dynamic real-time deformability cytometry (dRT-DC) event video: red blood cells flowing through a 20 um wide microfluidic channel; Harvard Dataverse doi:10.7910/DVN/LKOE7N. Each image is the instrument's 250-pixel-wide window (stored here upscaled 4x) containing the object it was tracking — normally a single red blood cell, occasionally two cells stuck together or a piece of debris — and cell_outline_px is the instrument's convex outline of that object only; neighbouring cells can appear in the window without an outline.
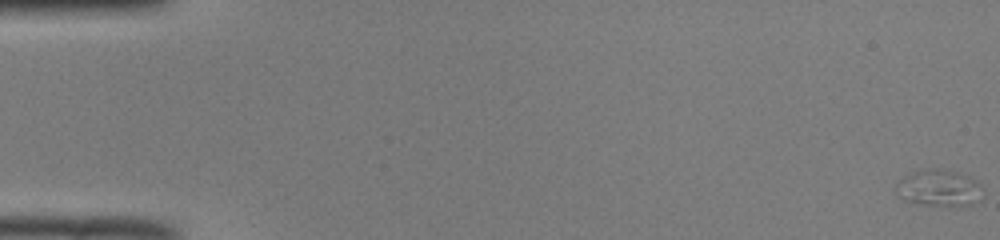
{"species": "common noctule bat (a hibernating species)", "species_latin": "Nyctalus noctula", "temperature_condition": "room temperature", "stored_images_in_passage": 52, "camera_frame_rate_fps": 3000, "um_per_image_px": 0.085, "animal": {"sex": "male", "body_mass_g": 19.0, "forearm_length_mm": 50.8}, "frame": {"image": 1, "passage_image": 1, "time_ms": 0.0, "image_size_px": [1000, 240], "cell_outline_px": [[984, 196], [972, 204], [928, 204], [904, 200], [896, 192], [896, 184], [904, 176], [912, 172], [932, 168], [940, 168], [956, 172], [968, 176], [980, 184]], "centroid_in_image_um": [79.82, 15.95], "position_along_channel_um": 5.2, "area_um2": 17.98}}
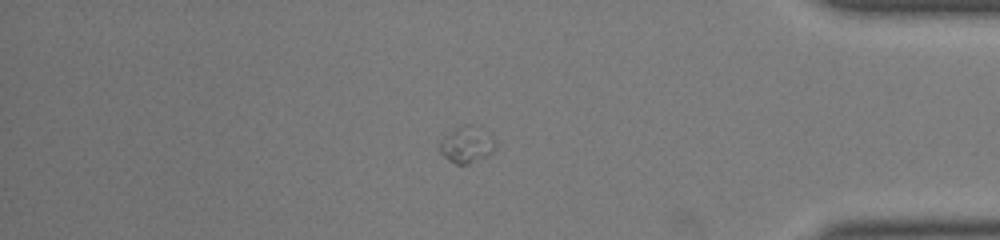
{"frame": {"image": 2, "passage_image": 45, "time_ms": 14.667, "image_size_px": [1000, 240], "cell_outline_px": [[496, 148], [492, 152], [468, 164], [456, 164], [444, 156], [440, 152], [440, 140], [464, 124], [468, 124], [484, 128], [496, 140]], "centroid_in_image_um": [39.72, 12.28], "position_along_channel_um": 395.5, "area_um2": 11.62}}
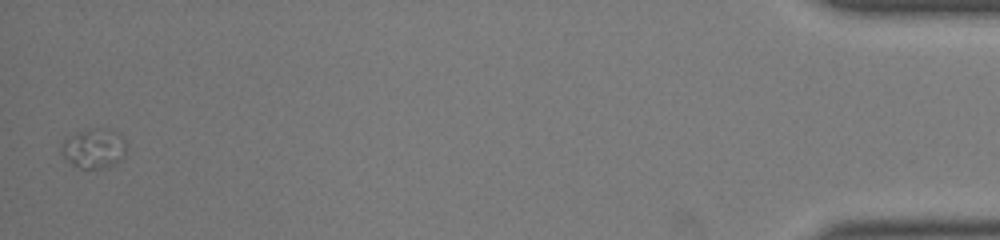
{"frame": {"image": 3, "passage_image": 52, "time_ms": 17.0, "image_size_px": [1000, 240], "cell_outline_px": [[128, 148], [124, 156], [108, 168], [80, 168], [72, 164], [60, 152], [60, 148], [64, 140], [68, 136], [92, 128], [108, 128], [116, 132], [124, 140]], "centroid_in_image_um": [8.0, 12.61], "position_along_channel_um": 427.2, "area_um2": 15.03}}